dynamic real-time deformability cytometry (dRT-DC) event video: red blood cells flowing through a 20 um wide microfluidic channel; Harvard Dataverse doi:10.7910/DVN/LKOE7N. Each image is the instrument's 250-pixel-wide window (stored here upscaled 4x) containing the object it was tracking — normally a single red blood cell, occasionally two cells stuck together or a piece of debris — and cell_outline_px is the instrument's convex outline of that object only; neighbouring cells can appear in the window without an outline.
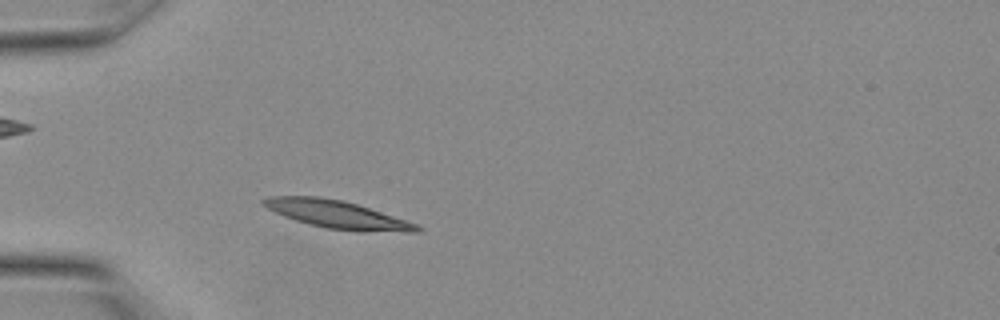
{"species": "Egyptian fruit bat (a non-hibernating species)", "species_latin": "Rousettus aegyptiacus", "temperature_condition": "warm", "stored_images_in_passage": 8, "camera_frame_rate_fps": 3000, "um_per_image_px": 0.085, "animal": {"sex": "female"}, "frame": {"image": 1, "passage_image": 4, "time_ms": 1.0, "image_size_px": [1000, 320], "cell_outline_px": [[424, 228], [420, 232], [408, 232], [328, 228], [308, 224], [284, 216], [260, 204], [260, 200], [268, 196], [320, 196], [344, 200], [416, 224]], "centroid_in_image_um": [28.57, 18.19], "position_along_channel_um": 56.4, "area_um2": 24.16}}
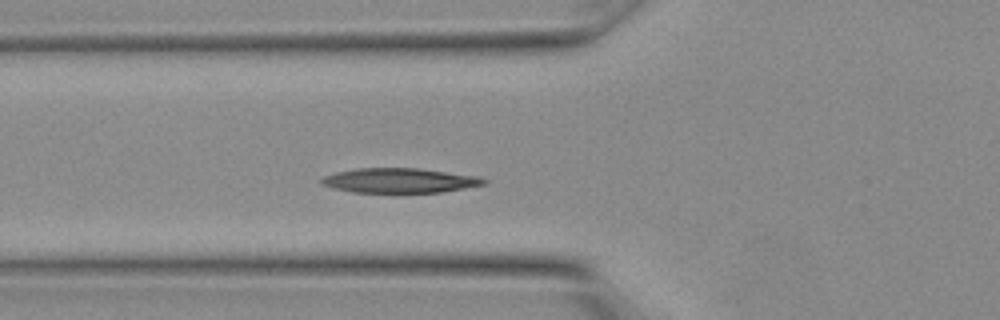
{"frame": {"image": 2, "passage_image": 6, "time_ms": 1.667, "image_size_px": [1000, 320], "cell_outline_px": [[488, 184], [440, 192], [352, 192], [320, 184], [320, 180], [324, 176], [336, 172], [356, 168], [420, 168], [480, 176], [488, 180]], "centroid_in_image_um": [34.01, 15.33], "position_along_channel_um": 91.8, "area_um2": 23.41}}
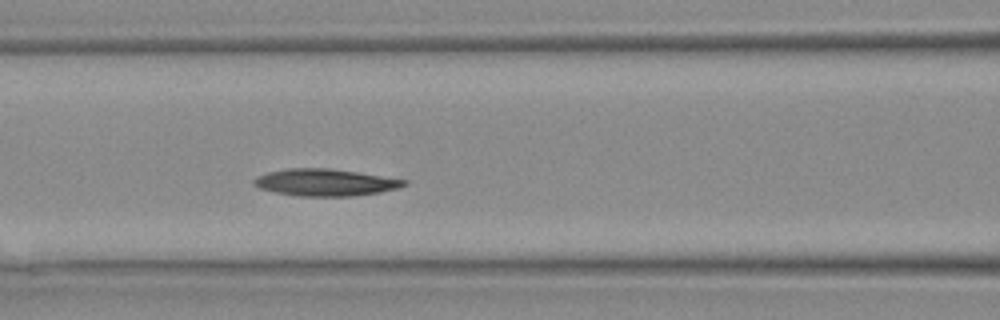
{"frame": {"image": 3, "passage_image": 8, "time_ms": 2.333, "image_size_px": [1000, 320], "cell_outline_px": [[408, 184], [396, 188], [380, 192], [352, 196], [296, 196], [276, 192], [260, 188], [252, 184], [252, 180], [256, 176], [268, 172], [288, 168], [328, 168], [356, 172], [408, 180]], "centroid_in_image_um": [27.61, 15.5], "position_along_channel_um": 139.0, "area_um2": 23.52}}